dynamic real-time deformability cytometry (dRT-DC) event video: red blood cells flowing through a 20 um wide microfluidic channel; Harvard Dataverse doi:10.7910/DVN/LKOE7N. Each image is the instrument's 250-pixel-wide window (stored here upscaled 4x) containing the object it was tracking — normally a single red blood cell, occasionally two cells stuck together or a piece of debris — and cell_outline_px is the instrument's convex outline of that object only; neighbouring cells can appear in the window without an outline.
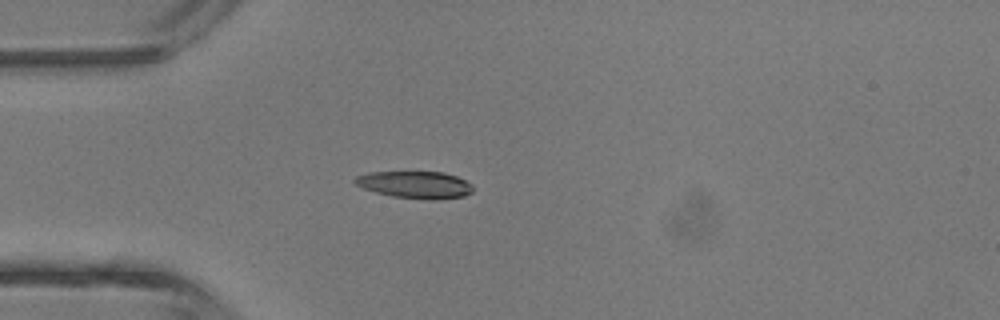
{"species": "common noctule bat (a hibernating species)", "species_latin": "Nyctalus noctula", "temperature_condition": "room temperature", "stored_images_in_passage": 1, "camera_frame_rate_fps": 3000, "um_per_image_px": 0.085, "animal": {"sex": "male", "body_mass_g": 13.3}, "frame": {"image": 1, "passage_image": 1, "time_ms": 0.0, "image_size_px": [1000, 320], "cell_outline_px": [[472, 192], [464, 196], [436, 200], [432, 200], [392, 196], [376, 192], [364, 188], [356, 184], [352, 180], [356, 176], [368, 172], [444, 172], [456, 176], [472, 184]], "centroid_in_image_um": [35.29, 15.7], "position_along_channel_um": 49.7, "area_um2": 18.61}}